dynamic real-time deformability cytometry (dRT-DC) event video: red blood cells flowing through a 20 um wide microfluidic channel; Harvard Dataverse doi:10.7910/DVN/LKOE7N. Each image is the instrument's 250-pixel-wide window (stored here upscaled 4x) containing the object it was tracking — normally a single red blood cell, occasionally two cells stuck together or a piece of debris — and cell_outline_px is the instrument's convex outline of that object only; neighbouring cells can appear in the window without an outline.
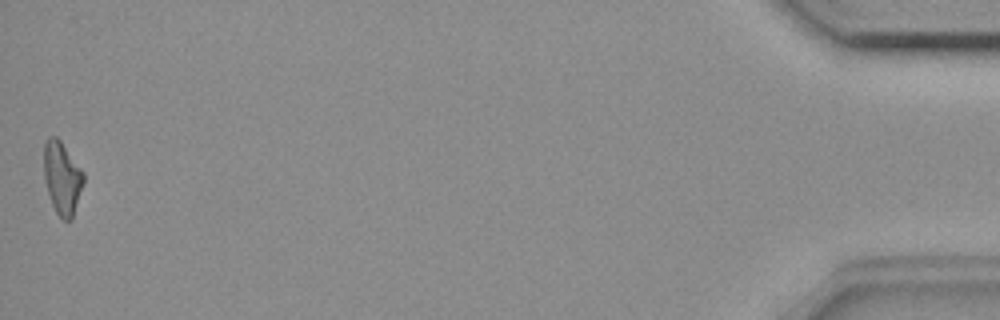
{"species": "common noctule bat (a hibernating species)", "species_latin": "Nyctalus noctula", "temperature_condition": "room temperature", "stored_images_in_passage": 41, "camera_frame_rate_fps": 3000, "um_per_image_px": 0.085, "animal": {"sex": "female", "body_mass_g": 18.4}, "frame": {"image": 1, "passage_image": 41, "time_ms": 13.333, "image_size_px": [1000, 320], "cell_outline_px": [[84, 184], [72, 220], [64, 220], [56, 212], [52, 204], [44, 180], [44, 144], [48, 136], [56, 136], [60, 140], [84, 172]], "centroid_in_image_um": [5.29, 15.12], "position_along_channel_um": 429.9, "area_um2": 16.88}}